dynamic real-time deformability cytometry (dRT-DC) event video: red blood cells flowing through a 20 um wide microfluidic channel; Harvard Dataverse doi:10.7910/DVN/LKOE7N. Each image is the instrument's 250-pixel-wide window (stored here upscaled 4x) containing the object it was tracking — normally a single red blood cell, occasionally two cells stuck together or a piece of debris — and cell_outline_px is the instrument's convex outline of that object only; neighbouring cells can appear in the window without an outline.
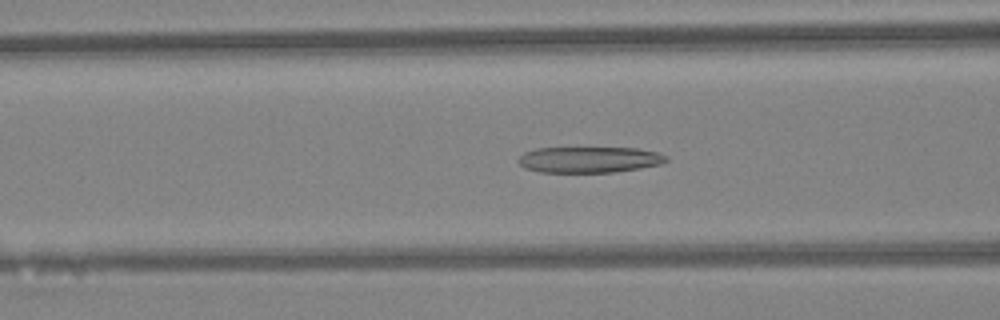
{"species": "Egyptian fruit bat (a non-hibernating species)", "species_latin": "Rousettus aegyptiacus", "temperature_condition": "warm", "stored_images_in_passage": 44, "camera_frame_rate_fps": 3000, "um_per_image_px": 0.085, "animal": {"sex": "female"}, "frame": {"image": 1, "passage_image": 17, "time_ms": 5.333, "image_size_px": [1000, 320], "cell_outline_px": [[668, 160], [660, 164], [640, 168], [616, 172], [540, 172], [524, 168], [516, 160], [524, 152], [536, 148], [636, 148], [656, 152], [668, 156]], "centroid_in_image_um": [50.06, 13.57], "position_along_channel_um": 116.5, "area_um2": 22.43}}
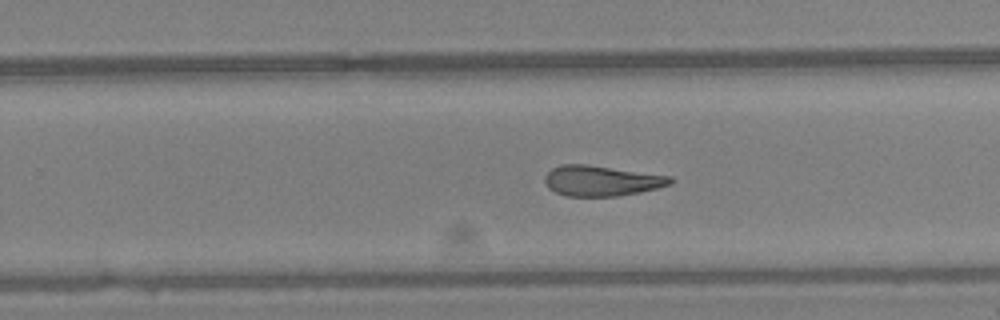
{"frame": {"image": 2, "passage_image": 28, "time_ms": 9.0, "image_size_px": [1000, 320], "cell_outline_px": [[672, 184], [640, 192], [620, 196], [568, 196], [556, 192], [548, 188], [544, 180], [544, 176], [552, 168], [560, 164], [584, 164], [672, 176]], "centroid_in_image_um": [51.11, 15.36], "position_along_channel_um": 278.7, "area_um2": 22.2}}
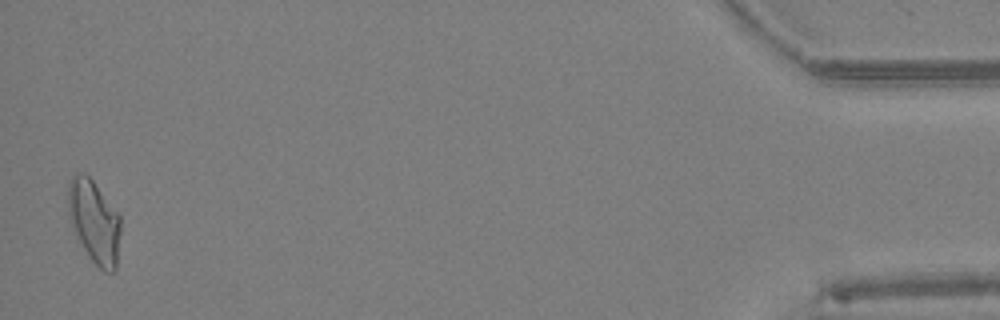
{"frame": {"image": 3, "passage_image": 44, "time_ms": 14.333, "image_size_px": [1000, 320], "cell_outline_px": [[120, 232], [116, 268], [112, 272], [104, 272], [92, 260], [84, 248], [68, 216], [68, 180], [72, 176], [80, 172], [84, 172], [92, 180], [120, 216]], "centroid_in_image_um": [8.01, 18.81], "position_along_channel_um": 427.2, "area_um2": 24.91}, "authors_computed_cell_mechanics": {"area_um2": 23.4379, "velocity_mm_per_s": 4.438, "shape_relaxation_time_tau1_ms": null, "shape_relaxation_time_tau2_ms": 4.0059, "deformation_change_tau1": null, "deformation_change_tau2": 0.1581}}